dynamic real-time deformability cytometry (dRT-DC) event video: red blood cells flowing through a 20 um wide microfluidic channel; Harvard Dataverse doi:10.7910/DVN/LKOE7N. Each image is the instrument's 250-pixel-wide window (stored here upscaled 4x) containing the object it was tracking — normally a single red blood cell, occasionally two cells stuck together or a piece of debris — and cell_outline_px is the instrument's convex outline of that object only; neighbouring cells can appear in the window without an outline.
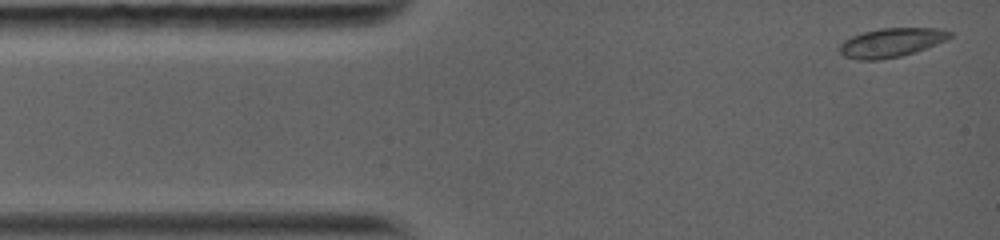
{"species": "common noctule bat (a hibernating species)", "species_latin": "Nyctalus noctula", "temperature_condition": "warm", "stored_images_in_passage": 6, "camera_frame_rate_fps": 5000, "um_per_image_px": 0.085, "animal": {"sex": "female", "body_mass_g": 19.0, "forearm_length_mm": 56.7}, "frame": {"image": 1, "passage_image": 1, "time_ms": 0.0, "image_size_px": [1000, 240], "cell_outline_px": [[952, 36], [948, 40], [916, 52], [900, 56], [880, 60], [856, 60], [844, 56], [840, 52], [840, 44], [844, 40], [852, 36], [864, 32], [880, 28], [940, 28], [952, 32]], "centroid_in_image_um": [75.79, 3.62], "position_along_channel_um": 9.2, "area_um2": 18.79}}